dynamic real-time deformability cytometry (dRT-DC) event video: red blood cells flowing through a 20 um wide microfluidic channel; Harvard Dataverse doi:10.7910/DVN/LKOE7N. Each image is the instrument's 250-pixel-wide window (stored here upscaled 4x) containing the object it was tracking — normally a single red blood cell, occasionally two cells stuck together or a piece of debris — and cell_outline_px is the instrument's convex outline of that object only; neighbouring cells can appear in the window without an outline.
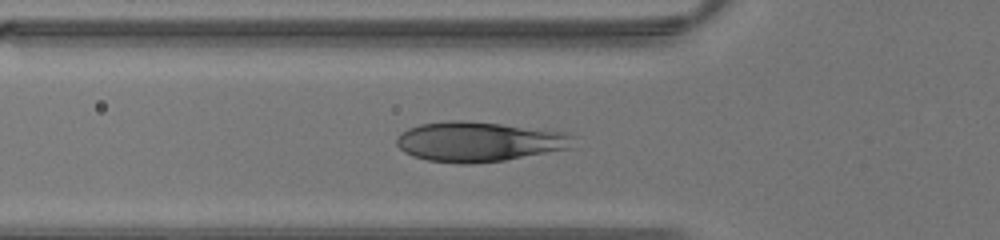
{"species": "human", "species_latin": "Homo sapiens", "temperature_condition": "warm", "stored_images_in_passage": 32, "camera_frame_rate_fps": 3000, "um_per_image_px": 0.085, "donor": {"sex": "male"}, "frame": {"image": 1, "passage_image": 5, "time_ms": 1.333, "image_size_px": [1000, 240], "cell_outline_px": [[576, 136], [568, 148], [504, 160], [468, 164], [456, 164], [428, 160], [412, 156], [404, 152], [396, 144], [396, 136], [400, 132], [408, 128], [420, 124], [448, 120], [464, 120], [500, 124], [568, 132]], "centroid_in_image_um": [40.65, 12.03], "position_along_channel_um": 85.2, "area_um2": 41.04}}
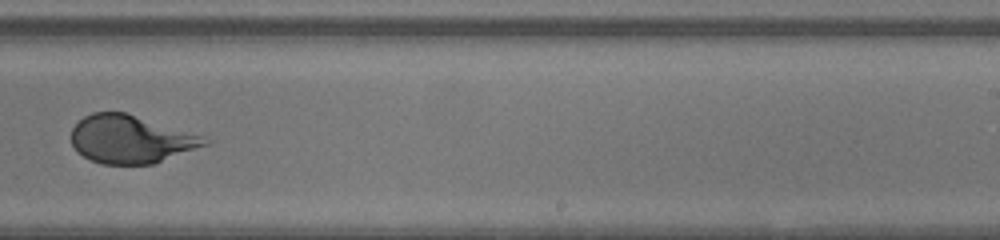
{"frame": {"image": 2, "passage_image": 17, "time_ms": 5.333, "image_size_px": [1000, 240], "cell_outline_px": [[212, 140], [208, 144], [156, 164], [100, 164], [76, 152], [72, 144], [72, 128], [84, 116], [92, 112], [124, 112], [200, 136]], "centroid_in_image_um": [11.08, 11.86], "position_along_channel_um": 277.9, "area_um2": 36.88}}
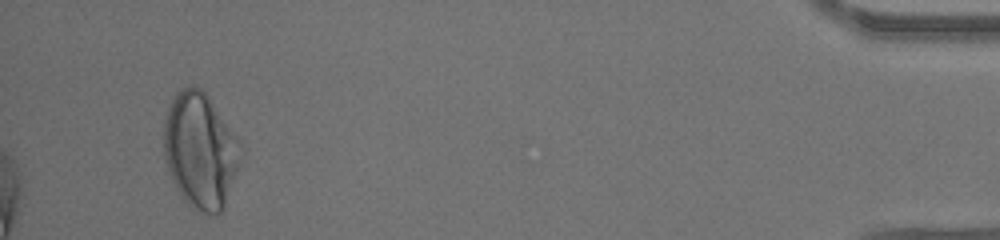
{"frame": {"image": 3, "passage_image": 31, "time_ms": 10.0, "image_size_px": [1000, 240], "cell_outline_px": [[240, 164], [224, 208], [220, 212], [212, 216], [188, 204], [180, 196], [168, 172], [164, 160], [164, 120], [168, 104], [176, 92], [180, 88], [188, 84], [192, 84], [200, 88], [208, 96], [240, 140]], "centroid_in_image_um": [17.01, 12.77], "position_along_channel_um": 418.2, "area_um2": 52.19}}